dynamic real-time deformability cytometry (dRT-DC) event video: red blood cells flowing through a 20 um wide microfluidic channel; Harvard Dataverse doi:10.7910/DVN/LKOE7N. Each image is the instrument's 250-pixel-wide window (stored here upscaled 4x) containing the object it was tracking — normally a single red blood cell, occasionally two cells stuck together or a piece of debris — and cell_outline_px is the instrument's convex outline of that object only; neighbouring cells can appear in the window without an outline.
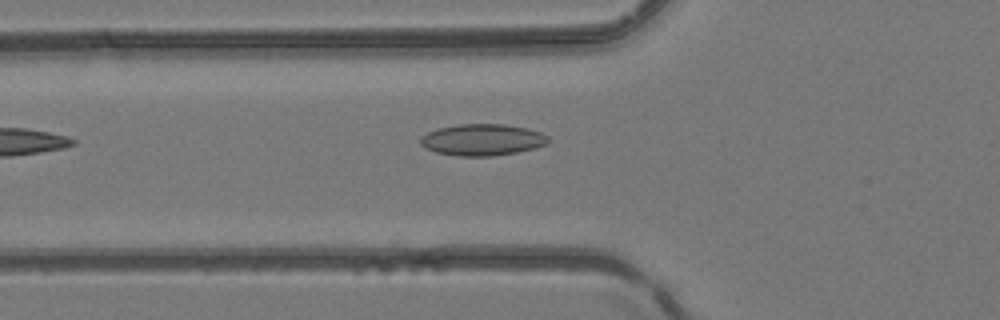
{"species": "common noctule bat (a hibernating species)", "species_latin": "Nyctalus noctula", "temperature_condition": "room temperature", "stored_images_in_passage": 2, "camera_frame_rate_fps": 3000, "um_per_image_px": 0.085, "animal": {"sex": "female", "body_mass_g": 24.6, "forearm_length_mm": 56.2}, "frame": {"image": 1, "passage_image": 2, "time_ms": 0.333, "image_size_px": [1000, 320], "cell_outline_px": [[548, 144], [536, 148], [516, 152], [492, 156], [460, 156], [436, 152], [420, 144], [420, 136], [428, 132], [440, 128], [460, 124], [504, 124], [528, 128], [540, 132], [548, 136]], "centroid_in_image_um": [41.03, 11.88], "position_along_channel_um": 84.8, "area_um2": 23.41}}